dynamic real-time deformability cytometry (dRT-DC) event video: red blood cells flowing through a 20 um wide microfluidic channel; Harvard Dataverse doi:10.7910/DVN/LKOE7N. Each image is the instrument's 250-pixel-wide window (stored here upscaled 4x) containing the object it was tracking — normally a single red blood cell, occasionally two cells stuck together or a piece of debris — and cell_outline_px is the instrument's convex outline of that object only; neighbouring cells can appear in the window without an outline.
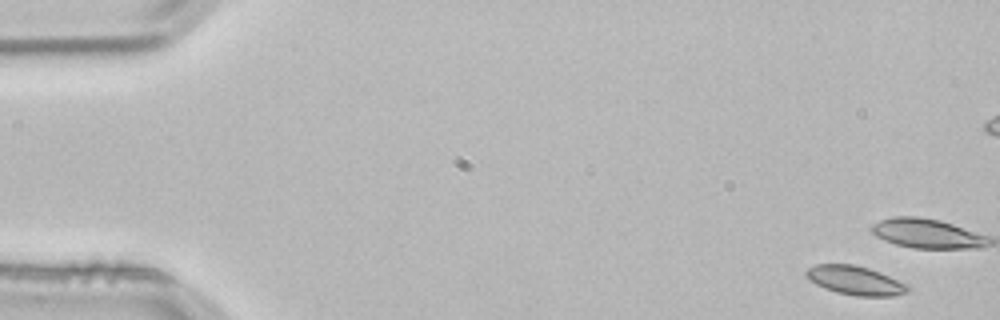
{"species": "common noctule bat (a hibernating species)", "species_latin": "Nyctalus noctula", "temperature_condition": "room temperature", "stored_images_in_passage": 4, "camera_frame_rate_fps": 3000, "um_per_image_px": 0.085, "animal": {"sex": "male", "body_mass_g": 21.5, "forearm_length_mm": 52.0}, "frame": {"image": 1, "passage_image": 1, "time_ms": 0.0, "image_size_px": [1000, 320], "cell_outline_px": [[908, 292], [892, 296], [856, 296], [836, 292], [824, 288], [808, 280], [804, 272], [808, 268], [816, 264], [852, 264], [868, 268], [880, 272], [908, 284]], "centroid_in_image_um": [72.67, 23.83], "position_along_channel_um": 12.3, "area_um2": 17.17}}